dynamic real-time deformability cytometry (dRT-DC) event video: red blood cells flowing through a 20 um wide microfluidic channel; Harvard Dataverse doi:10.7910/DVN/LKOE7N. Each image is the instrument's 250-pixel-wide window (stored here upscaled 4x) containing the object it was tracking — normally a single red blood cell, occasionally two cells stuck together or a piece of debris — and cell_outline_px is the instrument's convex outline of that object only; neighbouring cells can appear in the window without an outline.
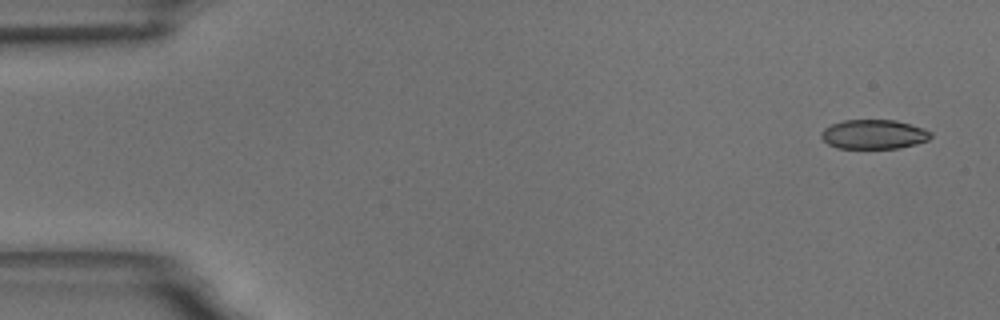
{"species": "common noctule bat (a hibernating species)", "species_latin": "Nyctalus noctula", "temperature_condition": "room temperature", "stored_images_in_passage": 6, "camera_frame_rate_fps": 3000, "um_per_image_px": 0.085, "animal": {"sex": "male", "body_mass_g": 18.8}, "frame": {"image": 1, "passage_image": 1, "time_ms": 0.0, "image_size_px": [1000, 320], "cell_outline_px": [[932, 136], [928, 140], [916, 144], [896, 148], [836, 148], [828, 144], [820, 136], [820, 132], [824, 128], [832, 124], [844, 120], [896, 120], [924, 128], [932, 132]], "centroid_in_image_um": [74.27, 11.41], "position_along_channel_um": 10.7, "area_um2": 18.79}}